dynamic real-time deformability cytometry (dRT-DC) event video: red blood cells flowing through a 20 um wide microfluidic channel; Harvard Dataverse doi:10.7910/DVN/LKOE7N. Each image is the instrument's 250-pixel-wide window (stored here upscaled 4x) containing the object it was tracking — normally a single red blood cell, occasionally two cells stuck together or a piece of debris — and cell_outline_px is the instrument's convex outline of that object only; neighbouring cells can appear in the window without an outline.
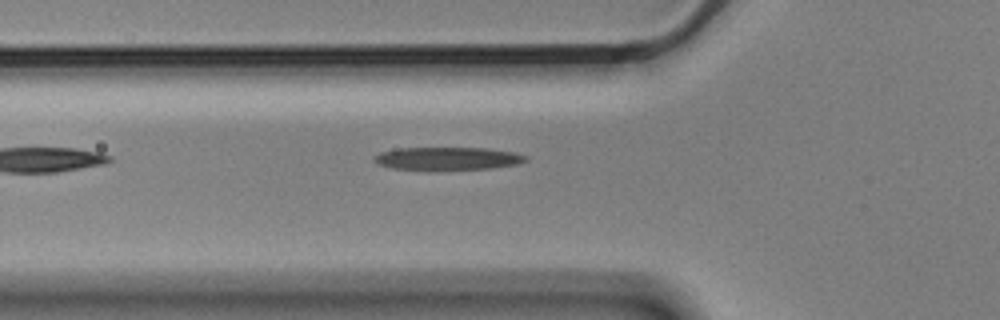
{"species": "Egyptian fruit bat (a non-hibernating species)", "species_latin": "Rousettus aegyptiacus", "temperature_condition": "cold", "stored_images_in_passage": 4, "camera_frame_rate_fps": 3000, "um_per_image_px": 0.085, "animal": {"sex": "male"}, "frame": {"image": 1, "passage_image": 4, "time_ms": 1.0, "image_size_px": [1000, 320], "cell_outline_px": [[528, 160], [516, 164], [492, 168], [428, 172], [392, 168], [380, 164], [372, 160], [372, 156], [380, 152], [400, 148], [484, 148], [512, 152], [528, 156]], "centroid_in_image_um": [37.98, 13.51], "position_along_channel_um": 87.8, "area_um2": 20.87}}